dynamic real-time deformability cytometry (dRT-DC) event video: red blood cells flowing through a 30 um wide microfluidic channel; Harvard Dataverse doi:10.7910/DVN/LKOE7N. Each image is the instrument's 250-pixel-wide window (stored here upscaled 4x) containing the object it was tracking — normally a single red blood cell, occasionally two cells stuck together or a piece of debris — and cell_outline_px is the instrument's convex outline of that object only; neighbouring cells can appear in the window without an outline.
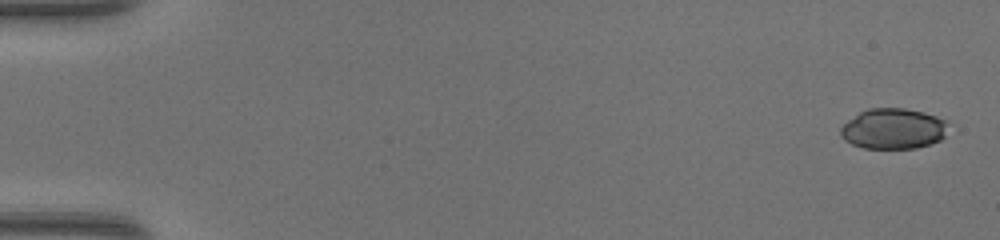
{"species": "common noctule bat (a hibernating species)", "species_latin": "Nyctalus noctula", "temperature_condition": "warm", "stored_images_in_passage": 48, "camera_frame_rate_fps": 3000, "um_per_image_px": 0.085, "animal": {"sex": "female", "body_mass_g": 17.0, "forearm_length_mm": 48.0}, "frame": {"image": 1, "passage_image": 1, "time_ms": 0.0, "image_size_px": [1000, 240], "cell_outline_px": [[948, 120], [944, 136], [940, 140], [916, 148], [864, 148], [852, 144], [844, 140], [840, 136], [840, 128], [848, 120], [860, 112], [868, 108], [904, 108], [924, 112]], "centroid_in_image_um": [75.92, 10.93], "position_along_channel_um": 9.1, "area_um2": 25.43}}
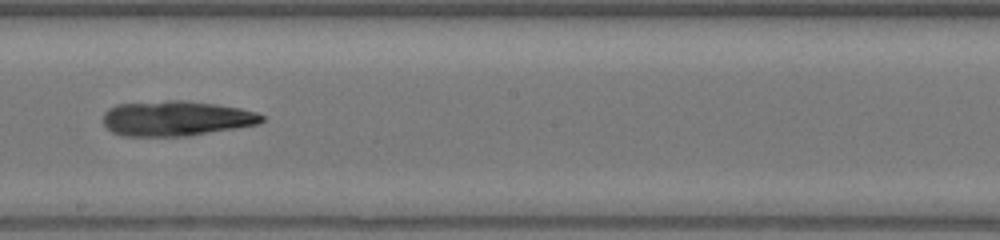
{"frame": {"image": 2, "passage_image": 28, "time_ms": 9.0, "image_size_px": [1000, 240], "cell_outline_px": [[264, 120], [256, 124], [236, 128], [188, 136], [120, 136], [112, 132], [104, 124], [104, 112], [108, 108], [116, 104], [168, 100], [184, 100], [216, 104], [240, 108], [256, 112], [264, 116]], "centroid_in_image_um": [14.94, 10.06], "position_along_channel_um": 233.3, "area_um2": 32.54}}
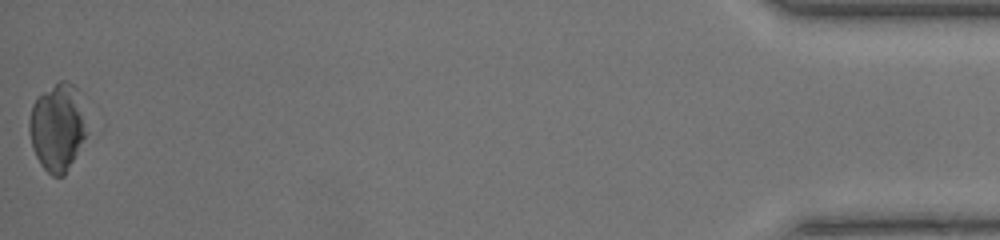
{"frame": {"image": 3, "passage_image": 48, "time_ms": 15.667, "image_size_px": [1000, 240], "cell_outline_px": [[88, 132], [64, 176], [52, 176], [40, 164], [32, 148], [28, 128], [28, 120], [32, 104], [36, 96], [60, 80], [68, 80], [76, 88]], "centroid_in_image_um": [4.84, 10.81], "position_along_channel_um": 430.4, "area_um2": 29.3}}